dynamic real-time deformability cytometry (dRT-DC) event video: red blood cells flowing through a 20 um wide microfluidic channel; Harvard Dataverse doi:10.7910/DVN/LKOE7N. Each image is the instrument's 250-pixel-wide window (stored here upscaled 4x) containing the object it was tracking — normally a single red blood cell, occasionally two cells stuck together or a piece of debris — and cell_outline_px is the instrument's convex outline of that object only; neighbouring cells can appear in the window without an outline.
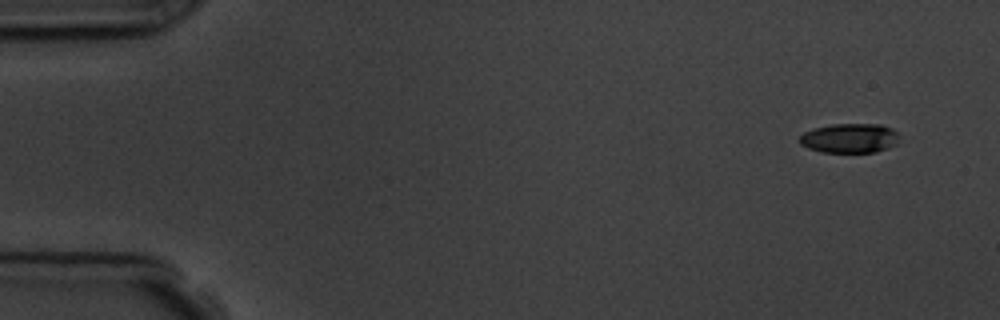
{"species": "common noctule bat (a hibernating species)", "species_latin": "Nyctalus noctula", "temperature_condition": "room temperature", "stored_images_in_passage": 4, "camera_frame_rate_fps": 3000, "um_per_image_px": 0.085, "animal": {"sex": "male", "body_mass_g": 19.5, "forearm_length_mm": 54.6}, "frame": {"image": 1, "passage_image": 1, "time_ms": 0.0, "image_size_px": [1000, 320], "cell_outline_px": [[900, 136], [896, 144], [888, 148], [876, 152], [820, 152], [808, 148], [800, 144], [800, 136], [804, 132], [812, 128], [832, 124], [880, 124], [892, 128]], "centroid_in_image_um": [72.22, 11.74], "position_along_channel_um": 12.8, "area_um2": 17.28}}